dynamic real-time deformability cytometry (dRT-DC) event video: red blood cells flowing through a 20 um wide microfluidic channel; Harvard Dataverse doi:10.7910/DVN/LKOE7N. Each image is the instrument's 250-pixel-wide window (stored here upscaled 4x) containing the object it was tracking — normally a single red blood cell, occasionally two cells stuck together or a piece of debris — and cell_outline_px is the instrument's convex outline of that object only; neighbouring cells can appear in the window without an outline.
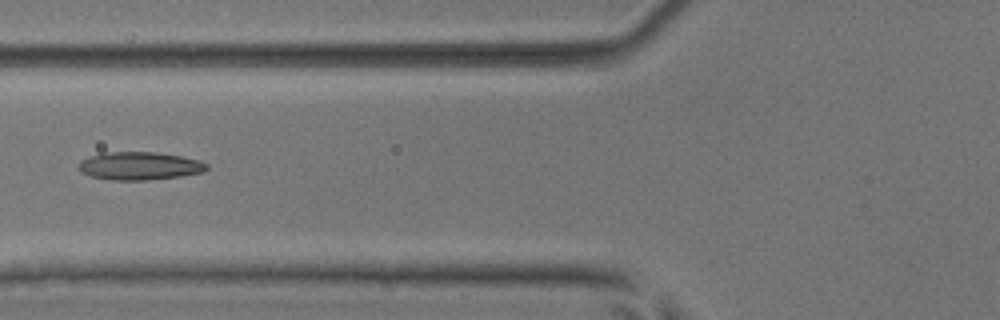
{"species": "common noctule bat (a hibernating species)", "species_latin": "Nyctalus noctula", "temperature_condition": "room temperature", "stored_images_in_passage": 7, "camera_frame_rate_fps": 3000, "um_per_image_px": 0.085, "animal": {"sex": "male", "body_mass_g": 17.9, "forearm_length_mm": 54.2}, "frame": {"image": 1, "passage_image": 7, "time_ms": 2.0, "image_size_px": [1000, 320], "cell_outline_px": [[208, 168], [200, 172], [184, 176], [144, 180], [112, 180], [92, 176], [80, 172], [76, 168], [76, 164], [80, 160], [88, 156], [104, 152], [156, 152], [180, 156], [200, 160], [208, 164]], "centroid_in_image_um": [11.8, 14.1], "position_along_channel_um": 114.0, "area_um2": 21.1}}